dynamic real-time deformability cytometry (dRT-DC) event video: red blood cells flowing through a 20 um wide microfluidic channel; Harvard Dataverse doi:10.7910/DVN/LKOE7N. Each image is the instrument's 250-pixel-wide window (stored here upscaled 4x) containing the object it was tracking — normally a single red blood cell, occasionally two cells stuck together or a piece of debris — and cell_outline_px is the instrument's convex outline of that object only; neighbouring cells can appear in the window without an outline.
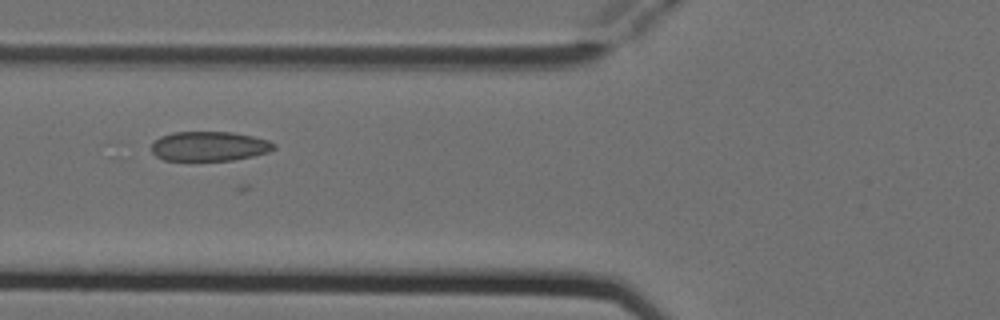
{"species": "Egyptian fruit bat (a non-hibernating species)", "species_latin": "Rousettus aegyptiacus", "temperature_condition": "cold", "stored_images_in_passage": 7, "camera_frame_rate_fps": 3000, "um_per_image_px": 0.085, "animal": {"sex": "female"}, "frame": {"image": 1, "passage_image": 5, "time_ms": 1.333, "image_size_px": [1000, 320], "cell_outline_px": [[276, 148], [268, 152], [252, 156], [232, 160], [164, 160], [156, 156], [152, 152], [152, 144], [160, 136], [172, 132], [232, 132], [252, 136], [268, 140], [276, 144]], "centroid_in_image_um": [17.79, 12.42], "position_along_channel_um": 108.0, "area_um2": 21.04}}
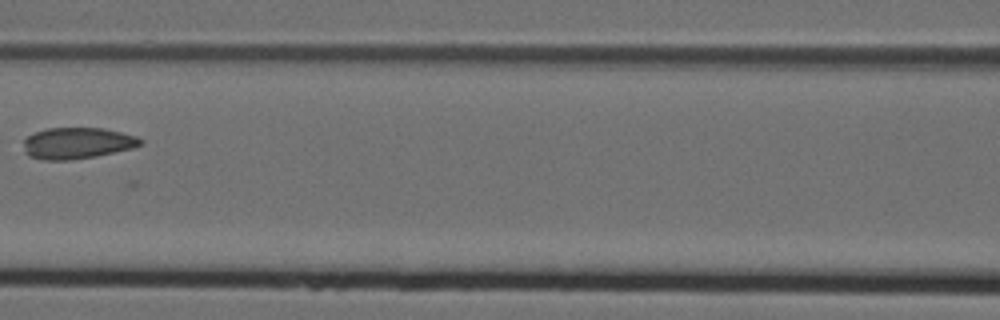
{"frame": {"image": 2, "passage_image": 6, "time_ms": 1.667, "image_size_px": [1000, 320], "cell_outline_px": [[144, 144], [132, 148], [96, 156], [72, 160], [44, 160], [28, 156], [24, 152], [24, 140], [28, 136], [36, 132], [48, 128], [104, 128], [136, 136], [144, 140]], "centroid_in_image_um": [6.57, 12.17], "position_along_channel_um": 160.0, "area_um2": 21.39}}
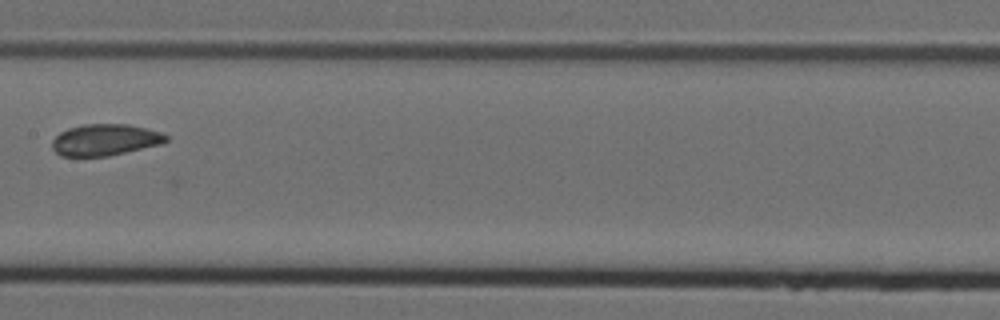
{"frame": {"image": 3, "passage_image": 7, "time_ms": 2.0, "image_size_px": [1000, 320], "cell_outline_px": [[168, 140], [164, 144], [108, 156], [60, 156], [52, 148], [52, 140], [60, 132], [68, 128], [84, 124], [128, 124], [160, 132], [168, 136]], "centroid_in_image_um": [8.94, 11.89], "position_along_channel_um": 198.5, "area_um2": 20.98}}